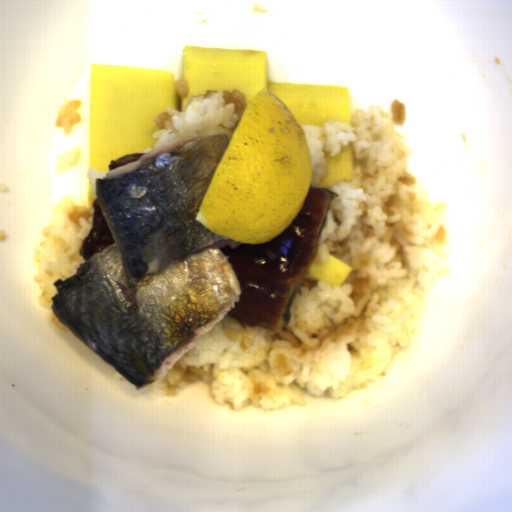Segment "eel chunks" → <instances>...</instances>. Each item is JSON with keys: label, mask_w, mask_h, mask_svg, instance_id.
Instances as JSON below:
<instances>
[{"label": "eel chunks", "mask_w": 512, "mask_h": 512, "mask_svg": "<svg viewBox=\"0 0 512 512\" xmlns=\"http://www.w3.org/2000/svg\"><path fill=\"white\" fill-rule=\"evenodd\" d=\"M332 200L333 192L328 189L309 187L300 211L275 238L219 248L240 286L239 301L226 314L279 334L315 258Z\"/></svg>", "instance_id": "1"}, {"label": "eel chunks", "mask_w": 512, "mask_h": 512, "mask_svg": "<svg viewBox=\"0 0 512 512\" xmlns=\"http://www.w3.org/2000/svg\"><path fill=\"white\" fill-rule=\"evenodd\" d=\"M115 244L105 223L97 197L93 201V221L91 232L84 239L80 251L83 262H87L96 253Z\"/></svg>", "instance_id": "2"}, {"label": "eel chunks", "mask_w": 512, "mask_h": 512, "mask_svg": "<svg viewBox=\"0 0 512 512\" xmlns=\"http://www.w3.org/2000/svg\"><path fill=\"white\" fill-rule=\"evenodd\" d=\"M147 152H134L129 154H124L120 157H117L112 160V162L109 164L107 172L111 171L113 169H116L118 167H121L123 165H126L128 163H131L133 161H136L138 158H140L142 155H144Z\"/></svg>", "instance_id": "3"}]
</instances>
